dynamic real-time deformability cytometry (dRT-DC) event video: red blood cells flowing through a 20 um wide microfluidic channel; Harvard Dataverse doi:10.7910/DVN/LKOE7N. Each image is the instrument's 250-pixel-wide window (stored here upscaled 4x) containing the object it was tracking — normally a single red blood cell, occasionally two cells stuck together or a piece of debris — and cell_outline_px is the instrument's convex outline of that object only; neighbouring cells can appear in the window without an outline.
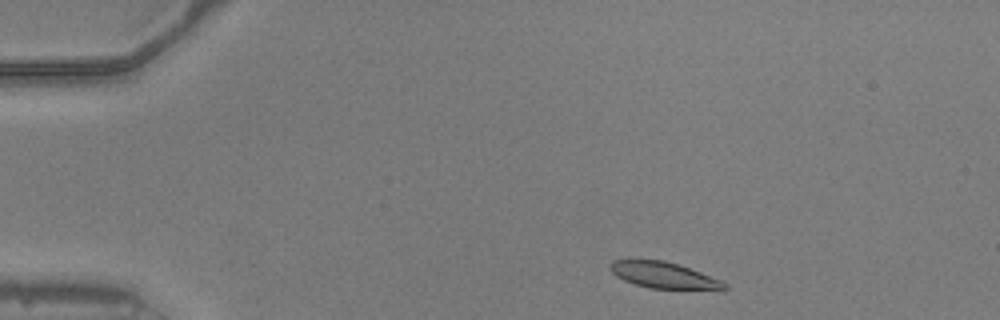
{"species": "common noctule bat (a hibernating species)", "species_latin": "Nyctalus noctula", "temperature_condition": "warm", "stored_images_in_passage": 44, "camera_frame_rate_fps": 3000, "um_per_image_px": 0.085, "animal": {"sex": "male", "body_mass_g": 20.5, "forearm_length_mm": 52.5}, "frame": {"image": 1, "passage_image": 2, "time_ms": 0.333, "image_size_px": [1000, 320], "cell_outline_px": [[728, 288], [648, 288], [624, 280], [616, 276], [608, 268], [612, 260], [664, 260], [700, 272], [720, 280], [728, 284]], "centroid_in_image_um": [56.33, 23.37], "position_along_channel_um": 28.7, "area_um2": 16.82}}
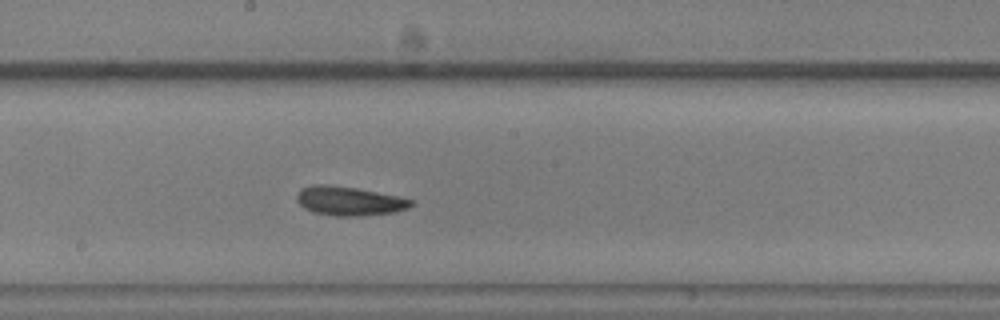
{"frame": {"image": 2, "passage_image": 22, "time_ms": 7.0, "image_size_px": [1000, 320], "cell_outline_px": [[412, 204], [408, 208], [392, 212], [356, 216], [336, 216], [312, 212], [304, 208], [296, 200], [296, 196], [300, 188], [312, 184], [324, 184], [356, 188], [396, 196], [412, 200]], "centroid_in_image_um": [29.6, 17.08], "position_along_channel_um": 218.6, "area_um2": 19.13}}
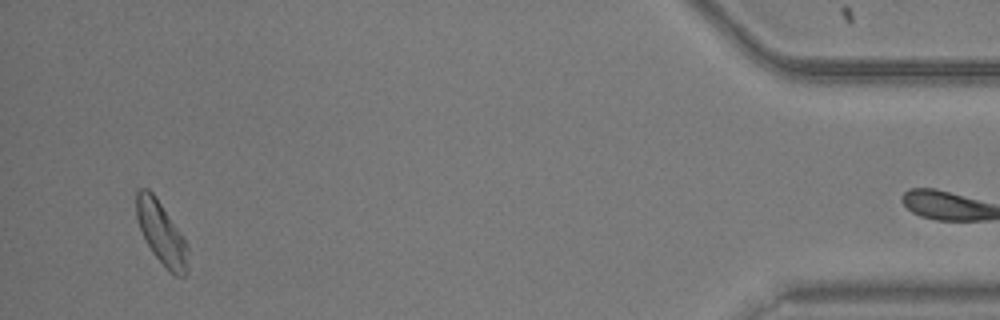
{"frame": {"image": 3, "passage_image": 43, "time_ms": 14.0, "image_size_px": [1000, 320], "cell_outline_px": [[188, 272], [184, 276], [176, 276], [152, 252], [140, 228], [136, 216], [136, 192], [140, 188], [148, 188], [156, 196], [184, 236], [188, 244]], "centroid_in_image_um": [13.75, 19.78], "position_along_channel_um": 421.5, "area_um2": 18.79}}